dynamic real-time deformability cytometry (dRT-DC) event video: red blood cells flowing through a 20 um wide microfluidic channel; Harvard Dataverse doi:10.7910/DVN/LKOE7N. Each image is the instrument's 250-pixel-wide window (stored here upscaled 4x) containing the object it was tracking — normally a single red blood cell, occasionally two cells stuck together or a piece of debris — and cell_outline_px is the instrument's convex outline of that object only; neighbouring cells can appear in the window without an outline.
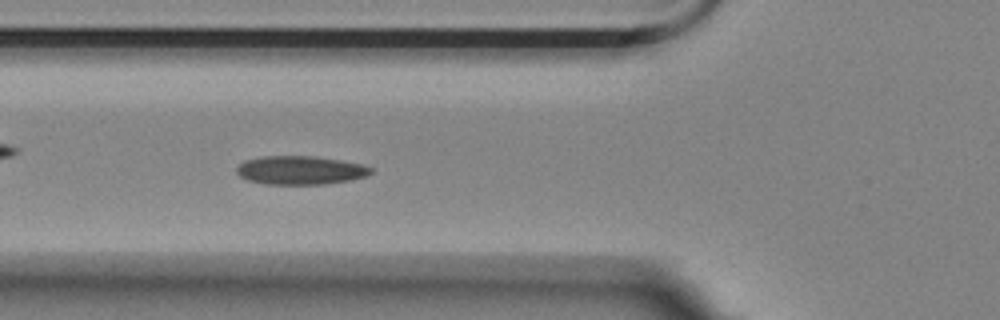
{"species": "Egyptian fruit bat (a non-hibernating species)", "species_latin": "Rousettus aegyptiacus", "temperature_condition": "room temperature", "stored_images_in_passage": 43, "camera_frame_rate_fps": 3000, "um_per_image_px": 0.085, "animal": {"sex": "female"}, "frame": {"image": 1, "passage_image": 6, "time_ms": 1.667, "image_size_px": [1000, 320], "cell_outline_px": [[372, 172], [368, 176], [352, 180], [324, 184], [264, 184], [248, 180], [240, 176], [236, 172], [236, 168], [244, 160], [260, 156], [312, 156], [360, 164], [372, 168]], "centroid_in_image_um": [25.5, 14.47], "position_along_channel_um": 100.3, "area_um2": 22.31}}
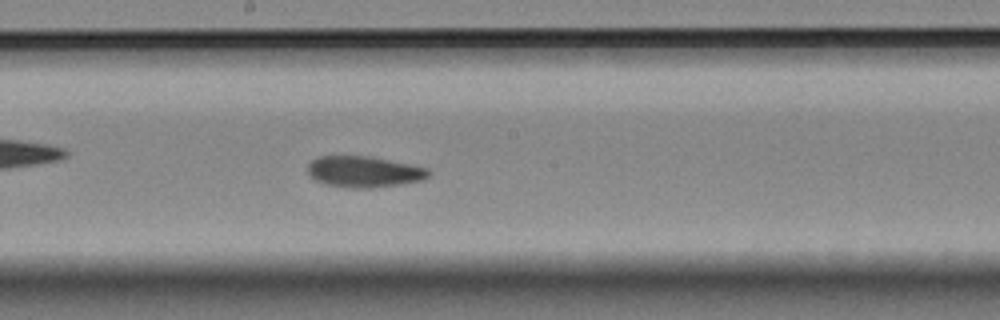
{"frame": {"image": 2, "passage_image": 16, "time_ms": 5.0, "image_size_px": [1000, 320], "cell_outline_px": [[428, 176], [424, 180], [400, 184], [372, 188], [348, 188], [328, 184], [312, 180], [308, 176], [308, 164], [316, 156], [364, 156], [428, 168]], "centroid_in_image_um": [30.86, 14.61], "position_along_channel_um": 217.3, "area_um2": 21.73}}
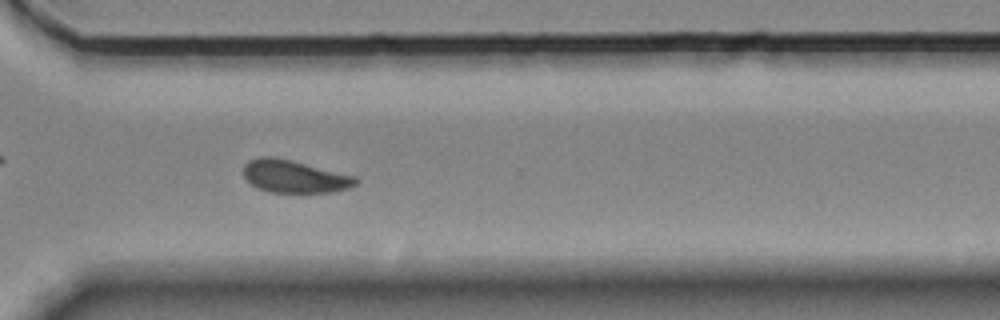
{"frame": {"image": 3, "passage_image": 27, "time_ms": 8.667, "image_size_px": [1000, 320], "cell_outline_px": [[360, 180], [352, 188], [332, 192], [268, 192], [256, 188], [244, 176], [244, 164], [248, 160], [260, 156], [272, 156], [292, 160], [356, 176]], "centroid_in_image_um": [25.05, 14.99], "position_along_channel_um": 345.6, "area_um2": 21.56}}